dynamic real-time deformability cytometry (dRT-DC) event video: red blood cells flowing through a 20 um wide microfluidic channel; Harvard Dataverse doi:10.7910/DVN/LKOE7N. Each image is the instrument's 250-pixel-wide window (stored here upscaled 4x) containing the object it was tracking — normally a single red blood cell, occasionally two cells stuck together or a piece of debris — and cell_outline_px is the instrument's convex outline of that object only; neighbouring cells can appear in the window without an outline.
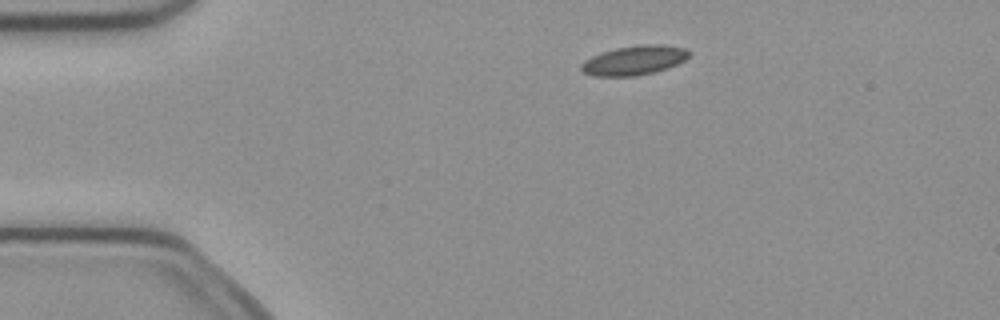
{"species": "common noctule bat (a hibernating species)", "species_latin": "Nyctalus noctula", "temperature_condition": "cold", "stored_images_in_passage": 5, "camera_frame_rate_fps": 3000, "um_per_image_px": 0.085, "animal": {"sex": "female", "body_mass_g": 21.9}, "frame": {"image": 1, "passage_image": 5, "time_ms": 1.333, "image_size_px": [1000, 320], "cell_outline_px": [[692, 52], [684, 60], [668, 68], [656, 72], [636, 76], [592, 76], [584, 72], [580, 68], [580, 64], [584, 60], [592, 56], [616, 48], [644, 44], [660, 44], [688, 48]], "centroid_in_image_um": [53.93, 5.13], "position_along_channel_um": 31.1, "area_um2": 18.55}}